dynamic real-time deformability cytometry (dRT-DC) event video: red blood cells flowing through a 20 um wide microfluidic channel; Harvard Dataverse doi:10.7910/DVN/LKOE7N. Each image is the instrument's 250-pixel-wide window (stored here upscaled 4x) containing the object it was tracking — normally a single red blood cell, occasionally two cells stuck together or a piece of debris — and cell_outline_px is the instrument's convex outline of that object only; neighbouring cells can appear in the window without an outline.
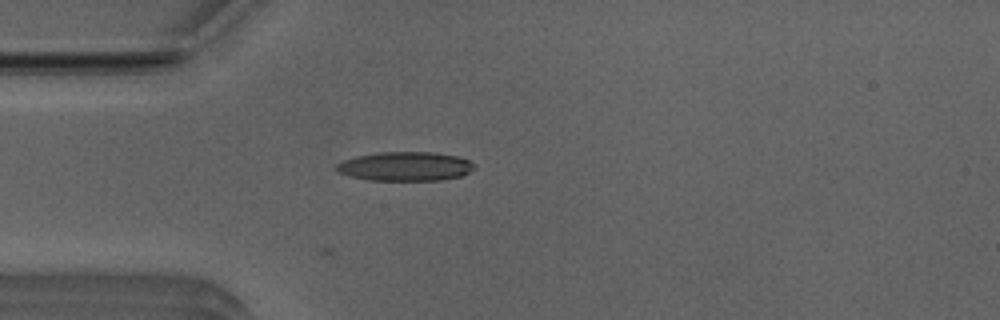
{"species": "Egyptian fruit bat (a non-hibernating species)", "species_latin": "Rousettus aegyptiacus", "temperature_condition": "room temperature", "stored_images_in_passage": 14, "camera_frame_rate_fps": 3000, "um_per_image_px": 0.085, "animal": {"sex": "male"}, "frame": {"image": 1, "passage_image": 14, "time_ms": 4.333, "image_size_px": [1000, 320], "cell_outline_px": [[476, 168], [460, 176], [440, 180], [368, 180], [352, 176], [340, 172], [336, 168], [336, 164], [344, 160], [356, 156], [380, 152], [436, 152], [460, 156], [476, 164]], "centroid_in_image_um": [34.5, 14.13], "position_along_channel_um": 50.5, "area_um2": 23.35}}